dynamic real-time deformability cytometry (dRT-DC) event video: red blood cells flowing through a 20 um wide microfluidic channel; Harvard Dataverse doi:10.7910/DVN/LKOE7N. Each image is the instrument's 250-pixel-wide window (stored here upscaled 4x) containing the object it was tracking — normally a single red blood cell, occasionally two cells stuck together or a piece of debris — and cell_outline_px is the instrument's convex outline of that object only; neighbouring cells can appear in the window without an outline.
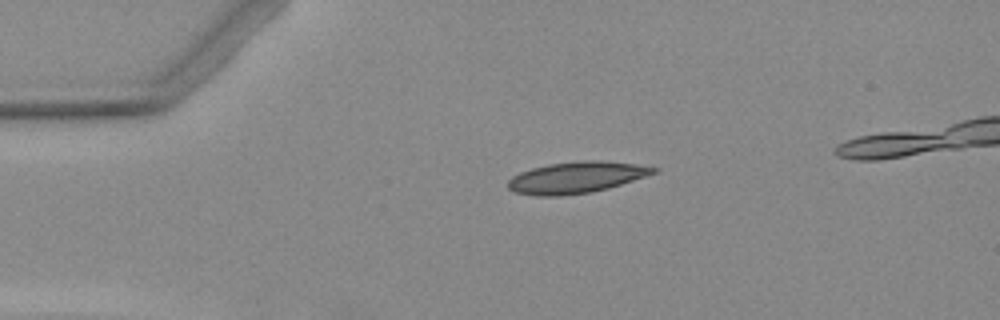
{"species": "Egyptian fruit bat (a non-hibernating species)", "species_latin": "Rousettus aegyptiacus", "temperature_condition": "warm", "stored_images_in_passage": 2, "camera_frame_rate_fps": 3000, "um_per_image_px": 0.085, "animal": {"sex": "female"}, "frame": {"image": 1, "passage_image": 2, "time_ms": 1.333, "image_size_px": [1000, 320], "cell_outline_px": [[660, 172], [608, 188], [592, 192], [560, 196], [536, 196], [516, 192], [508, 188], [508, 180], [512, 176], [520, 172], [532, 168], [548, 164], [584, 160], [604, 160], [636, 164], [660, 168]], "centroid_in_image_um": [49.03, 15.08], "position_along_channel_um": 36.0, "area_um2": 26.82}}